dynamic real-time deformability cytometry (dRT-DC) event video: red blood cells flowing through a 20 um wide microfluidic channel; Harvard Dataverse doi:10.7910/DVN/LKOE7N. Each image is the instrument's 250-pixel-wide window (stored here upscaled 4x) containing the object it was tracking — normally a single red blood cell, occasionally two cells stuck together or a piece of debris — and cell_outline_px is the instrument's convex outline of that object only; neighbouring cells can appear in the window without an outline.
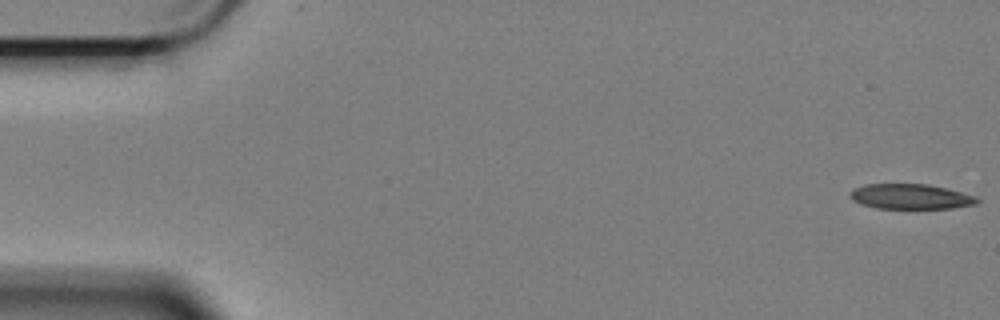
{"species": "Egyptian fruit bat (a non-hibernating species)", "species_latin": "Rousettus aegyptiacus", "temperature_condition": "cold", "stored_images_in_passage": 18, "camera_frame_rate_fps": 3000, "um_per_image_px": 0.085, "animal": {"sex": "female"}, "frame": {"image": 1, "passage_image": 1, "time_ms": 0.0, "image_size_px": [1000, 320], "cell_outline_px": [[980, 200], [976, 204], [952, 208], [876, 208], [860, 204], [852, 200], [848, 196], [848, 192], [852, 188], [864, 184], [928, 184], [976, 196]], "centroid_in_image_um": [77.32, 16.7], "position_along_channel_um": 7.7, "area_um2": 18.67}}
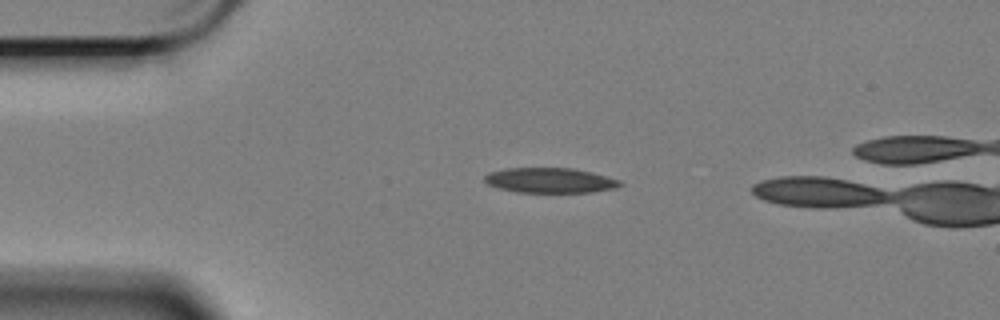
{"frame": {"image": 2, "passage_image": 13, "time_ms": 4.0, "image_size_px": [1000, 320], "cell_outline_px": [[624, 184], [616, 188], [592, 192], [516, 192], [500, 188], [488, 184], [484, 180], [484, 176], [488, 172], [508, 168], [572, 168], [592, 172], [608, 176], [620, 180]], "centroid_in_image_um": [46.78, 15.33], "position_along_channel_um": 38.2, "area_um2": 19.83}}